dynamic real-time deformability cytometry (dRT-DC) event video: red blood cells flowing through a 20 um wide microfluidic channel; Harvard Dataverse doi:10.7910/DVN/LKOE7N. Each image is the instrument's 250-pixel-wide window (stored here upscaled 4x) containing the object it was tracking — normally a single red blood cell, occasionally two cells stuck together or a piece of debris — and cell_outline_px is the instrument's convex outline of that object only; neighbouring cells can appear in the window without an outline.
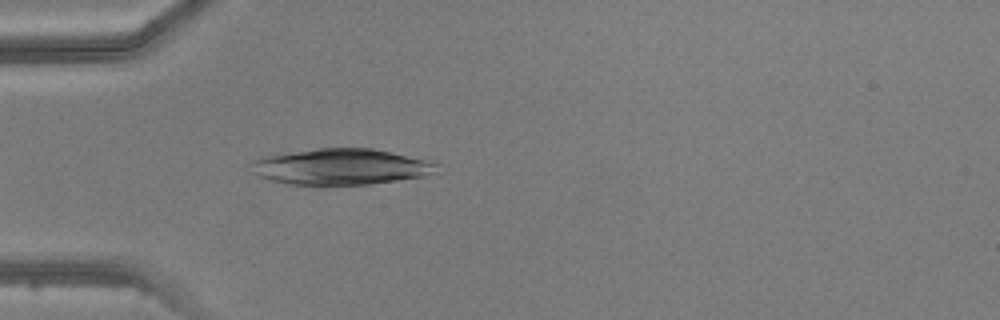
{"species": "common noctule bat (a hibernating species)", "species_latin": "Nyctalus noctula", "temperature_condition": "warm", "stored_images_in_passage": 1, "camera_frame_rate_fps": 3000, "um_per_image_px": 0.085, "animal": {"sex": "male", "body_mass_g": 20.5, "forearm_length_mm": 52.5}, "frame": {"image": 1, "passage_image": 1, "time_ms": 0.0, "image_size_px": [1000, 320], "cell_outline_px": [[440, 164], [432, 172], [424, 176], [372, 184], [316, 188], [284, 184], [268, 180], [260, 176], [248, 164], [260, 156], [320, 148], [372, 148], [424, 160]], "centroid_in_image_um": [28.86, 14.22], "position_along_channel_um": 56.1, "area_um2": 39.77}}